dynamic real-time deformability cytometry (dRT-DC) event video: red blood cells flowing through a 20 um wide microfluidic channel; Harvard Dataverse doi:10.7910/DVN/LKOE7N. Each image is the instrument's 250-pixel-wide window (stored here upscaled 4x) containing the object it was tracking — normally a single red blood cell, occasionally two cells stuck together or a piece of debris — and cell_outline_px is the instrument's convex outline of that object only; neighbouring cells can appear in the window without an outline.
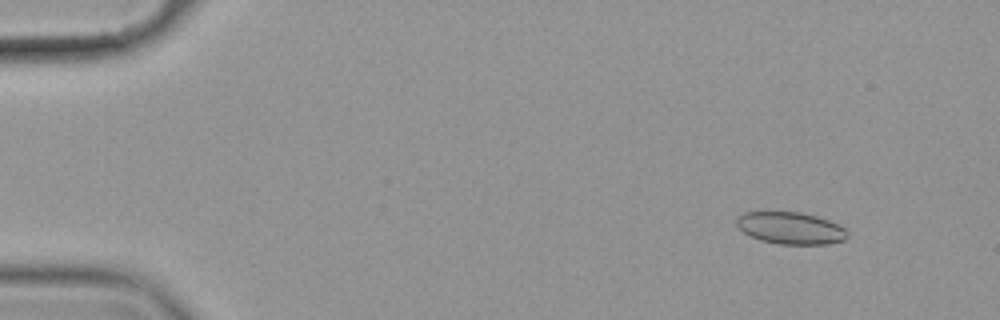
{"species": "common noctule bat (a hibernating species)", "species_latin": "Nyctalus noctula", "temperature_condition": "cold", "stored_images_in_passage": 57, "camera_frame_rate_fps": 3000, "um_per_image_px": 0.085, "animal": {"sex": "female", "body_mass_g": 19.9}, "frame": {"image": 1, "passage_image": 6, "time_ms": 1.667, "image_size_px": [1000, 320], "cell_outline_px": [[848, 236], [844, 240], [828, 244], [780, 244], [760, 240], [744, 232], [736, 224], [736, 216], [744, 212], [800, 212], [816, 216], [828, 220], [844, 228], [848, 232]], "centroid_in_image_um": [67.19, 19.38], "position_along_channel_um": 17.8, "area_um2": 20.58}}
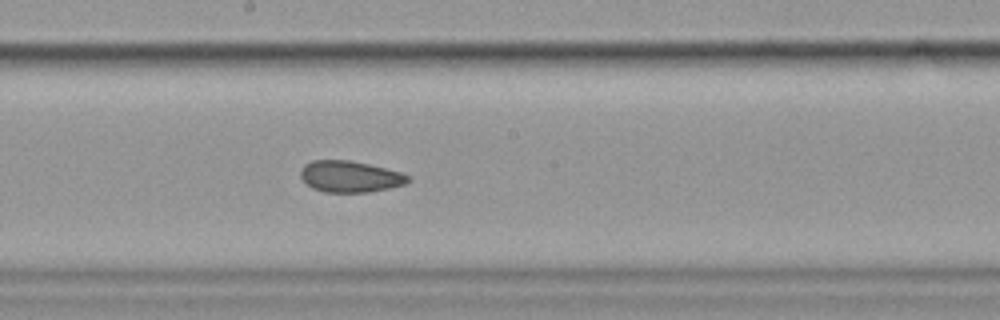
{"frame": {"image": 2, "passage_image": 32, "time_ms": 10.333, "image_size_px": [1000, 320], "cell_outline_px": [[412, 180], [404, 184], [388, 188], [368, 192], [324, 192], [312, 188], [300, 176], [300, 168], [304, 164], [312, 160], [348, 160], [368, 164], [400, 172], [408, 176]], "centroid_in_image_um": [29.72, 15.0], "position_along_channel_um": 218.5, "area_um2": 19.54}}
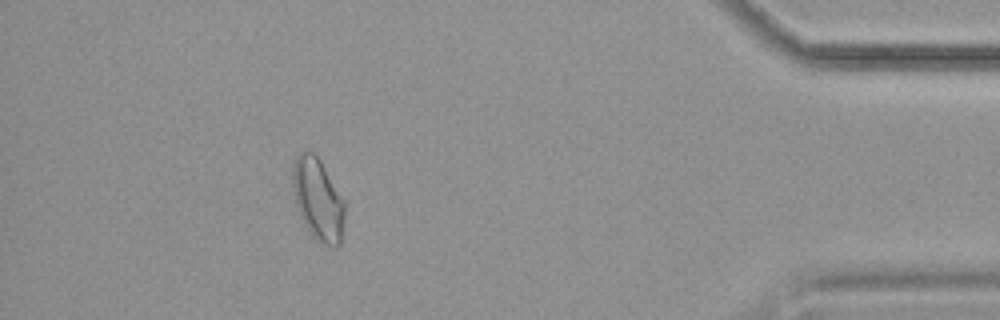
{"frame": {"image": 3, "passage_image": 52, "time_ms": 17.0, "image_size_px": [1000, 320], "cell_outline_px": [[344, 216], [340, 244], [336, 248], [332, 248], [316, 240], [312, 236], [300, 216], [296, 204], [292, 188], [292, 164], [296, 156], [300, 152], [312, 152], [320, 160], [344, 200]], "centroid_in_image_um": [27.01, 16.96], "position_along_channel_um": 408.2, "area_um2": 24.85}, "authors_computed_cell_mechanics": {"area_um2": 20.8658, "velocity_mm_per_s": 3.5353, "shape_relaxation_time_tau1_ms": null, "shape_relaxation_time_tau2_ms": 3.2092, "deformation_change_tau1": null, "deformation_change_tau2": 0.075}}